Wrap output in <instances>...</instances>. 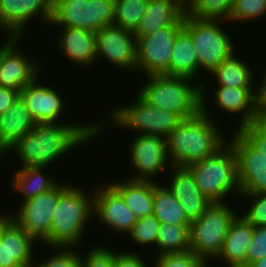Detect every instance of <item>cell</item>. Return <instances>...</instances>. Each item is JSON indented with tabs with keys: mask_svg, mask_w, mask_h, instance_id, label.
Wrapping results in <instances>:
<instances>
[{
	"mask_svg": "<svg viewBox=\"0 0 266 267\" xmlns=\"http://www.w3.org/2000/svg\"><path fill=\"white\" fill-rule=\"evenodd\" d=\"M171 168H173L171 183L166 186L182 205L187 219L190 222L195 221L212 202L197 187L194 176L187 167Z\"/></svg>",
	"mask_w": 266,
	"mask_h": 267,
	"instance_id": "obj_20",
	"label": "cell"
},
{
	"mask_svg": "<svg viewBox=\"0 0 266 267\" xmlns=\"http://www.w3.org/2000/svg\"><path fill=\"white\" fill-rule=\"evenodd\" d=\"M61 30L57 43L66 59L83 68L93 66L97 62L95 32L79 27H62Z\"/></svg>",
	"mask_w": 266,
	"mask_h": 267,
	"instance_id": "obj_21",
	"label": "cell"
},
{
	"mask_svg": "<svg viewBox=\"0 0 266 267\" xmlns=\"http://www.w3.org/2000/svg\"><path fill=\"white\" fill-rule=\"evenodd\" d=\"M44 169L45 167H29L18 171L14 170L15 174L11 183H13L14 190H18L17 192L23 195L22 203L48 192L59 184L56 179L54 180L48 174L43 173Z\"/></svg>",
	"mask_w": 266,
	"mask_h": 267,
	"instance_id": "obj_28",
	"label": "cell"
},
{
	"mask_svg": "<svg viewBox=\"0 0 266 267\" xmlns=\"http://www.w3.org/2000/svg\"><path fill=\"white\" fill-rule=\"evenodd\" d=\"M160 226L161 223L154 214L139 218L129 232L130 238L133 239L135 243L141 245H148L150 243L157 245Z\"/></svg>",
	"mask_w": 266,
	"mask_h": 267,
	"instance_id": "obj_34",
	"label": "cell"
},
{
	"mask_svg": "<svg viewBox=\"0 0 266 267\" xmlns=\"http://www.w3.org/2000/svg\"><path fill=\"white\" fill-rule=\"evenodd\" d=\"M73 1L75 0H51V5H61L63 3H68V2H73ZM77 1H80V0H77Z\"/></svg>",
	"mask_w": 266,
	"mask_h": 267,
	"instance_id": "obj_46",
	"label": "cell"
},
{
	"mask_svg": "<svg viewBox=\"0 0 266 267\" xmlns=\"http://www.w3.org/2000/svg\"><path fill=\"white\" fill-rule=\"evenodd\" d=\"M184 14V0H148L140 25L134 34L137 39L154 34L160 29L174 25Z\"/></svg>",
	"mask_w": 266,
	"mask_h": 267,
	"instance_id": "obj_22",
	"label": "cell"
},
{
	"mask_svg": "<svg viewBox=\"0 0 266 267\" xmlns=\"http://www.w3.org/2000/svg\"><path fill=\"white\" fill-rule=\"evenodd\" d=\"M214 91V100L222 111L229 114L241 112V123L238 128L255 121L254 91L253 88H237L218 86Z\"/></svg>",
	"mask_w": 266,
	"mask_h": 267,
	"instance_id": "obj_25",
	"label": "cell"
},
{
	"mask_svg": "<svg viewBox=\"0 0 266 267\" xmlns=\"http://www.w3.org/2000/svg\"><path fill=\"white\" fill-rule=\"evenodd\" d=\"M114 267H147L142 257L134 251L132 252H115Z\"/></svg>",
	"mask_w": 266,
	"mask_h": 267,
	"instance_id": "obj_43",
	"label": "cell"
},
{
	"mask_svg": "<svg viewBox=\"0 0 266 267\" xmlns=\"http://www.w3.org/2000/svg\"><path fill=\"white\" fill-rule=\"evenodd\" d=\"M265 14L266 0H234L229 22L253 21L263 17Z\"/></svg>",
	"mask_w": 266,
	"mask_h": 267,
	"instance_id": "obj_35",
	"label": "cell"
},
{
	"mask_svg": "<svg viewBox=\"0 0 266 267\" xmlns=\"http://www.w3.org/2000/svg\"><path fill=\"white\" fill-rule=\"evenodd\" d=\"M184 27V15L172 26L137 39V65L146 76L162 75L168 68L178 32Z\"/></svg>",
	"mask_w": 266,
	"mask_h": 267,
	"instance_id": "obj_10",
	"label": "cell"
},
{
	"mask_svg": "<svg viewBox=\"0 0 266 267\" xmlns=\"http://www.w3.org/2000/svg\"><path fill=\"white\" fill-rule=\"evenodd\" d=\"M96 61L100 57L126 70L137 65V38L134 32L115 25L105 26L95 33ZM102 55V56H101ZM99 57V58H98Z\"/></svg>",
	"mask_w": 266,
	"mask_h": 267,
	"instance_id": "obj_13",
	"label": "cell"
},
{
	"mask_svg": "<svg viewBox=\"0 0 266 267\" xmlns=\"http://www.w3.org/2000/svg\"><path fill=\"white\" fill-rule=\"evenodd\" d=\"M104 186H97L93 191V214L97 215L99 220L101 219L111 230L128 234L136 223L137 217L109 183Z\"/></svg>",
	"mask_w": 266,
	"mask_h": 267,
	"instance_id": "obj_18",
	"label": "cell"
},
{
	"mask_svg": "<svg viewBox=\"0 0 266 267\" xmlns=\"http://www.w3.org/2000/svg\"><path fill=\"white\" fill-rule=\"evenodd\" d=\"M138 94L151 106L177 114L182 120L197 116L202 111V87L205 81L189 84L190 78L149 75Z\"/></svg>",
	"mask_w": 266,
	"mask_h": 267,
	"instance_id": "obj_4",
	"label": "cell"
},
{
	"mask_svg": "<svg viewBox=\"0 0 266 267\" xmlns=\"http://www.w3.org/2000/svg\"><path fill=\"white\" fill-rule=\"evenodd\" d=\"M129 146L130 162L137 174L131 180L154 181L168 165L167 139L160 136L139 135ZM158 174V175H157ZM152 177V178H151Z\"/></svg>",
	"mask_w": 266,
	"mask_h": 267,
	"instance_id": "obj_14",
	"label": "cell"
},
{
	"mask_svg": "<svg viewBox=\"0 0 266 267\" xmlns=\"http://www.w3.org/2000/svg\"><path fill=\"white\" fill-rule=\"evenodd\" d=\"M219 20H199L184 14V27L189 31L199 63V72L211 73L220 63L236 52L229 34Z\"/></svg>",
	"mask_w": 266,
	"mask_h": 267,
	"instance_id": "obj_7",
	"label": "cell"
},
{
	"mask_svg": "<svg viewBox=\"0 0 266 267\" xmlns=\"http://www.w3.org/2000/svg\"><path fill=\"white\" fill-rule=\"evenodd\" d=\"M36 15L50 25L51 0H0V28L9 31V37L21 38L27 22Z\"/></svg>",
	"mask_w": 266,
	"mask_h": 267,
	"instance_id": "obj_17",
	"label": "cell"
},
{
	"mask_svg": "<svg viewBox=\"0 0 266 267\" xmlns=\"http://www.w3.org/2000/svg\"><path fill=\"white\" fill-rule=\"evenodd\" d=\"M36 124L26 104L18 96L12 106L0 115V149L8 153L7 150Z\"/></svg>",
	"mask_w": 266,
	"mask_h": 267,
	"instance_id": "obj_23",
	"label": "cell"
},
{
	"mask_svg": "<svg viewBox=\"0 0 266 267\" xmlns=\"http://www.w3.org/2000/svg\"><path fill=\"white\" fill-rule=\"evenodd\" d=\"M60 249V250H59ZM53 248L55 254L38 263L33 262L31 267H82L81 255L74 248ZM64 249V250H63ZM57 250V252L55 251ZM35 263V264H34Z\"/></svg>",
	"mask_w": 266,
	"mask_h": 267,
	"instance_id": "obj_37",
	"label": "cell"
},
{
	"mask_svg": "<svg viewBox=\"0 0 266 267\" xmlns=\"http://www.w3.org/2000/svg\"><path fill=\"white\" fill-rule=\"evenodd\" d=\"M147 3L148 0H114L113 25L135 33Z\"/></svg>",
	"mask_w": 266,
	"mask_h": 267,
	"instance_id": "obj_33",
	"label": "cell"
},
{
	"mask_svg": "<svg viewBox=\"0 0 266 267\" xmlns=\"http://www.w3.org/2000/svg\"><path fill=\"white\" fill-rule=\"evenodd\" d=\"M236 53L220 63L210 75L216 78L218 86L252 88L255 85L253 72L247 63L236 57Z\"/></svg>",
	"mask_w": 266,
	"mask_h": 267,
	"instance_id": "obj_30",
	"label": "cell"
},
{
	"mask_svg": "<svg viewBox=\"0 0 266 267\" xmlns=\"http://www.w3.org/2000/svg\"><path fill=\"white\" fill-rule=\"evenodd\" d=\"M84 192L86 191L81 187L69 185L59 195L50 233L42 241V244L45 243L52 249L56 247L74 248L80 243L79 240H82L83 231L92 218L94 208L93 193L87 195Z\"/></svg>",
	"mask_w": 266,
	"mask_h": 267,
	"instance_id": "obj_3",
	"label": "cell"
},
{
	"mask_svg": "<svg viewBox=\"0 0 266 267\" xmlns=\"http://www.w3.org/2000/svg\"><path fill=\"white\" fill-rule=\"evenodd\" d=\"M203 195L211 202H224L225 197L236 191L240 195L237 177V156L227 142L213 155L187 166Z\"/></svg>",
	"mask_w": 266,
	"mask_h": 267,
	"instance_id": "obj_5",
	"label": "cell"
},
{
	"mask_svg": "<svg viewBox=\"0 0 266 267\" xmlns=\"http://www.w3.org/2000/svg\"><path fill=\"white\" fill-rule=\"evenodd\" d=\"M19 96V91L0 86V115L5 113Z\"/></svg>",
	"mask_w": 266,
	"mask_h": 267,
	"instance_id": "obj_44",
	"label": "cell"
},
{
	"mask_svg": "<svg viewBox=\"0 0 266 267\" xmlns=\"http://www.w3.org/2000/svg\"><path fill=\"white\" fill-rule=\"evenodd\" d=\"M252 239L253 226L243 216L237 215L229 227L217 258L224 259L227 267L246 265L247 249Z\"/></svg>",
	"mask_w": 266,
	"mask_h": 267,
	"instance_id": "obj_24",
	"label": "cell"
},
{
	"mask_svg": "<svg viewBox=\"0 0 266 267\" xmlns=\"http://www.w3.org/2000/svg\"><path fill=\"white\" fill-rule=\"evenodd\" d=\"M233 4L234 0H185V13L199 20L229 21Z\"/></svg>",
	"mask_w": 266,
	"mask_h": 267,
	"instance_id": "obj_32",
	"label": "cell"
},
{
	"mask_svg": "<svg viewBox=\"0 0 266 267\" xmlns=\"http://www.w3.org/2000/svg\"><path fill=\"white\" fill-rule=\"evenodd\" d=\"M36 80L37 78L27 84L19 92V96L37 124L57 123L63 113V107L67 104L54 88L38 85Z\"/></svg>",
	"mask_w": 266,
	"mask_h": 267,
	"instance_id": "obj_19",
	"label": "cell"
},
{
	"mask_svg": "<svg viewBox=\"0 0 266 267\" xmlns=\"http://www.w3.org/2000/svg\"><path fill=\"white\" fill-rule=\"evenodd\" d=\"M251 267H266V256L250 264Z\"/></svg>",
	"mask_w": 266,
	"mask_h": 267,
	"instance_id": "obj_45",
	"label": "cell"
},
{
	"mask_svg": "<svg viewBox=\"0 0 266 267\" xmlns=\"http://www.w3.org/2000/svg\"><path fill=\"white\" fill-rule=\"evenodd\" d=\"M51 25L79 27L97 32L113 24L114 0H80L51 5Z\"/></svg>",
	"mask_w": 266,
	"mask_h": 267,
	"instance_id": "obj_9",
	"label": "cell"
},
{
	"mask_svg": "<svg viewBox=\"0 0 266 267\" xmlns=\"http://www.w3.org/2000/svg\"><path fill=\"white\" fill-rule=\"evenodd\" d=\"M262 83L254 88L255 120L266 121V75Z\"/></svg>",
	"mask_w": 266,
	"mask_h": 267,
	"instance_id": "obj_42",
	"label": "cell"
},
{
	"mask_svg": "<svg viewBox=\"0 0 266 267\" xmlns=\"http://www.w3.org/2000/svg\"><path fill=\"white\" fill-rule=\"evenodd\" d=\"M99 124L48 123L36 124L7 151L18 154L22 168L45 167L83 143L93 141L102 132ZM92 139V140H91Z\"/></svg>",
	"mask_w": 266,
	"mask_h": 267,
	"instance_id": "obj_1",
	"label": "cell"
},
{
	"mask_svg": "<svg viewBox=\"0 0 266 267\" xmlns=\"http://www.w3.org/2000/svg\"><path fill=\"white\" fill-rule=\"evenodd\" d=\"M205 93L202 87V111L195 117L182 120L167 138L171 166L187 167L213 155L227 143L206 109Z\"/></svg>",
	"mask_w": 266,
	"mask_h": 267,
	"instance_id": "obj_2",
	"label": "cell"
},
{
	"mask_svg": "<svg viewBox=\"0 0 266 267\" xmlns=\"http://www.w3.org/2000/svg\"><path fill=\"white\" fill-rule=\"evenodd\" d=\"M114 250L95 246L87 255L81 257L82 267H114Z\"/></svg>",
	"mask_w": 266,
	"mask_h": 267,
	"instance_id": "obj_40",
	"label": "cell"
},
{
	"mask_svg": "<svg viewBox=\"0 0 266 267\" xmlns=\"http://www.w3.org/2000/svg\"><path fill=\"white\" fill-rule=\"evenodd\" d=\"M240 196L249 199L253 198L251 207L242 216L253 226H266V192L255 194H240ZM255 197V198H254ZM253 203V204H252Z\"/></svg>",
	"mask_w": 266,
	"mask_h": 267,
	"instance_id": "obj_38",
	"label": "cell"
},
{
	"mask_svg": "<svg viewBox=\"0 0 266 267\" xmlns=\"http://www.w3.org/2000/svg\"><path fill=\"white\" fill-rule=\"evenodd\" d=\"M156 255L155 267H206L208 262L191 251Z\"/></svg>",
	"mask_w": 266,
	"mask_h": 267,
	"instance_id": "obj_36",
	"label": "cell"
},
{
	"mask_svg": "<svg viewBox=\"0 0 266 267\" xmlns=\"http://www.w3.org/2000/svg\"><path fill=\"white\" fill-rule=\"evenodd\" d=\"M229 143L237 156L240 194L266 192V157L255 149L236 129Z\"/></svg>",
	"mask_w": 266,
	"mask_h": 267,
	"instance_id": "obj_12",
	"label": "cell"
},
{
	"mask_svg": "<svg viewBox=\"0 0 266 267\" xmlns=\"http://www.w3.org/2000/svg\"><path fill=\"white\" fill-rule=\"evenodd\" d=\"M139 218L153 214V181L124 179L109 184Z\"/></svg>",
	"mask_w": 266,
	"mask_h": 267,
	"instance_id": "obj_27",
	"label": "cell"
},
{
	"mask_svg": "<svg viewBox=\"0 0 266 267\" xmlns=\"http://www.w3.org/2000/svg\"><path fill=\"white\" fill-rule=\"evenodd\" d=\"M237 131L266 157V121L255 120Z\"/></svg>",
	"mask_w": 266,
	"mask_h": 267,
	"instance_id": "obj_39",
	"label": "cell"
},
{
	"mask_svg": "<svg viewBox=\"0 0 266 267\" xmlns=\"http://www.w3.org/2000/svg\"><path fill=\"white\" fill-rule=\"evenodd\" d=\"M69 185L57 184L48 192L21 203L19 211L11 217L36 241L42 242L50 233L58 197Z\"/></svg>",
	"mask_w": 266,
	"mask_h": 267,
	"instance_id": "obj_11",
	"label": "cell"
},
{
	"mask_svg": "<svg viewBox=\"0 0 266 267\" xmlns=\"http://www.w3.org/2000/svg\"><path fill=\"white\" fill-rule=\"evenodd\" d=\"M4 155V152L0 149V159Z\"/></svg>",
	"mask_w": 266,
	"mask_h": 267,
	"instance_id": "obj_48",
	"label": "cell"
},
{
	"mask_svg": "<svg viewBox=\"0 0 266 267\" xmlns=\"http://www.w3.org/2000/svg\"><path fill=\"white\" fill-rule=\"evenodd\" d=\"M133 104L112 107L111 120L117 126L151 135L168 138L182 119L175 113L151 106L139 95ZM123 106V107H122Z\"/></svg>",
	"mask_w": 266,
	"mask_h": 267,
	"instance_id": "obj_8",
	"label": "cell"
},
{
	"mask_svg": "<svg viewBox=\"0 0 266 267\" xmlns=\"http://www.w3.org/2000/svg\"><path fill=\"white\" fill-rule=\"evenodd\" d=\"M8 39V40H7ZM19 37H7L0 47V86L21 91L38 77L39 65L36 59L29 60L20 53Z\"/></svg>",
	"mask_w": 266,
	"mask_h": 267,
	"instance_id": "obj_16",
	"label": "cell"
},
{
	"mask_svg": "<svg viewBox=\"0 0 266 267\" xmlns=\"http://www.w3.org/2000/svg\"><path fill=\"white\" fill-rule=\"evenodd\" d=\"M266 256V226L253 227V239L249 244L246 255V265Z\"/></svg>",
	"mask_w": 266,
	"mask_h": 267,
	"instance_id": "obj_41",
	"label": "cell"
},
{
	"mask_svg": "<svg viewBox=\"0 0 266 267\" xmlns=\"http://www.w3.org/2000/svg\"><path fill=\"white\" fill-rule=\"evenodd\" d=\"M153 214L160 223L174 225H190L182 205L168 189L153 181Z\"/></svg>",
	"mask_w": 266,
	"mask_h": 267,
	"instance_id": "obj_29",
	"label": "cell"
},
{
	"mask_svg": "<svg viewBox=\"0 0 266 267\" xmlns=\"http://www.w3.org/2000/svg\"><path fill=\"white\" fill-rule=\"evenodd\" d=\"M238 214L225 202H212L190 223V251L204 259L217 258L232 221Z\"/></svg>",
	"mask_w": 266,
	"mask_h": 267,
	"instance_id": "obj_6",
	"label": "cell"
},
{
	"mask_svg": "<svg viewBox=\"0 0 266 267\" xmlns=\"http://www.w3.org/2000/svg\"><path fill=\"white\" fill-rule=\"evenodd\" d=\"M34 242L9 214L0 215V267L31 266L35 260Z\"/></svg>",
	"mask_w": 266,
	"mask_h": 267,
	"instance_id": "obj_15",
	"label": "cell"
},
{
	"mask_svg": "<svg viewBox=\"0 0 266 267\" xmlns=\"http://www.w3.org/2000/svg\"><path fill=\"white\" fill-rule=\"evenodd\" d=\"M198 71L199 63L191 35L183 27L176 36L169 68L162 75L193 79Z\"/></svg>",
	"mask_w": 266,
	"mask_h": 267,
	"instance_id": "obj_26",
	"label": "cell"
},
{
	"mask_svg": "<svg viewBox=\"0 0 266 267\" xmlns=\"http://www.w3.org/2000/svg\"><path fill=\"white\" fill-rule=\"evenodd\" d=\"M231 267H251L250 265H236V266H231Z\"/></svg>",
	"mask_w": 266,
	"mask_h": 267,
	"instance_id": "obj_47",
	"label": "cell"
},
{
	"mask_svg": "<svg viewBox=\"0 0 266 267\" xmlns=\"http://www.w3.org/2000/svg\"><path fill=\"white\" fill-rule=\"evenodd\" d=\"M190 225H174L161 223L158 231L157 253L173 254L190 251Z\"/></svg>",
	"mask_w": 266,
	"mask_h": 267,
	"instance_id": "obj_31",
	"label": "cell"
}]
</instances>
